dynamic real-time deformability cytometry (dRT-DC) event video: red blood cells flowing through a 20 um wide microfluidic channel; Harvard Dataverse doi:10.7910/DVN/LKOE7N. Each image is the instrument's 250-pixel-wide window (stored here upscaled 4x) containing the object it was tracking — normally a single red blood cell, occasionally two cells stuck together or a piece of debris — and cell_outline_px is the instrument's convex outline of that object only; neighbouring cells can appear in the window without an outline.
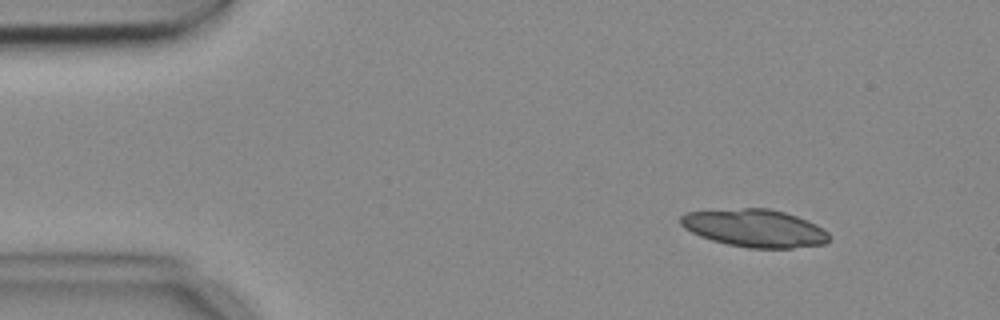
{"species": "common noctule bat (a hibernating species)", "species_latin": "Nyctalus noctula", "temperature_condition": "cold", "stored_images_in_passage": 3, "camera_frame_rate_fps": 3000, "um_per_image_px": 0.085, "animal": {"sex": "female", "body_mass_g": 18.4}, "frame": {"image": 1, "passage_image": 2, "time_ms": 0.333, "image_size_px": [1000, 320], "cell_outline_px": [[828, 240], [824, 244], [792, 248], [748, 248], [728, 244], [712, 240], [700, 236], [684, 228], [680, 224], [680, 216], [684, 212], [744, 208], [768, 208], [784, 212], [808, 220], [824, 228], [828, 232]], "centroid_in_image_um": [64.14, 19.39], "position_along_channel_um": 20.9, "area_um2": 32.66}}